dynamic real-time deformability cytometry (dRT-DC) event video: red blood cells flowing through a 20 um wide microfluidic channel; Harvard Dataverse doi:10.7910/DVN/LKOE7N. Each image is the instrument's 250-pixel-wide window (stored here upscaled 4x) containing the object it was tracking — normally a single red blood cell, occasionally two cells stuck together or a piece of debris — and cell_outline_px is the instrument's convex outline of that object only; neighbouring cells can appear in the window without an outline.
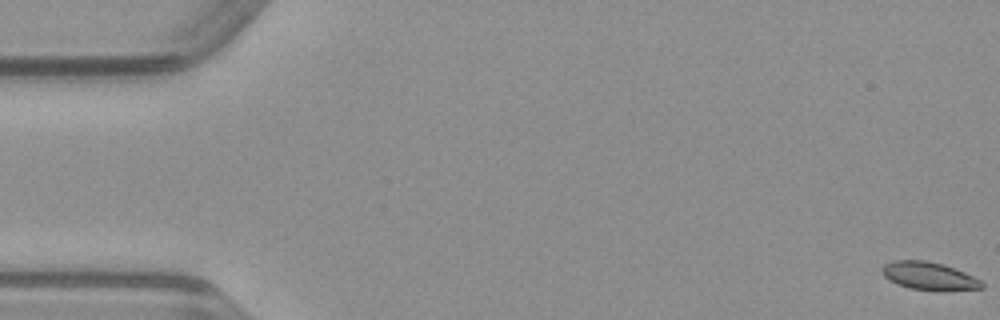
{"species": "common noctule bat (a hibernating species)", "species_latin": "Nyctalus noctula", "temperature_condition": "warm", "stored_images_in_passage": 52, "camera_frame_rate_fps": 3000, "um_per_image_px": 0.085, "animal": {"sex": "male", "body_mass_g": 23.1, "forearm_length_mm": 52.7}, "frame": {"image": 1, "passage_image": 1, "time_ms": 0.0, "image_size_px": [1000, 320], "cell_outline_px": [[984, 288], [940, 292], [908, 288], [884, 276], [880, 272], [880, 268], [884, 264], [892, 260], [924, 260], [940, 264], [964, 272], [980, 280], [984, 284]], "centroid_in_image_um": [78.96, 23.48], "position_along_channel_um": 6.0, "area_um2": 16.3}}
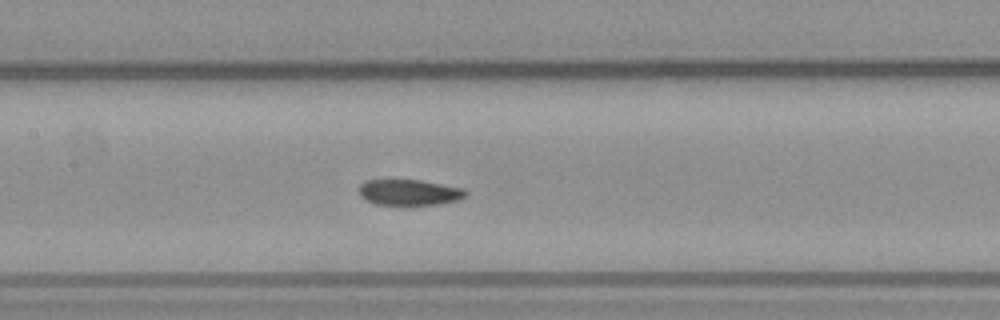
{"frame": {"image": 2, "passage_image": 24, "time_ms": 7.667, "image_size_px": [1000, 320], "cell_outline_px": [[468, 192], [460, 200], [436, 204], [408, 208], [376, 204], [360, 196], [360, 184], [364, 180], [420, 180], [464, 188]], "centroid_in_image_um": [34.8, 16.39], "position_along_channel_um": 172.6, "area_um2": 16.7}}
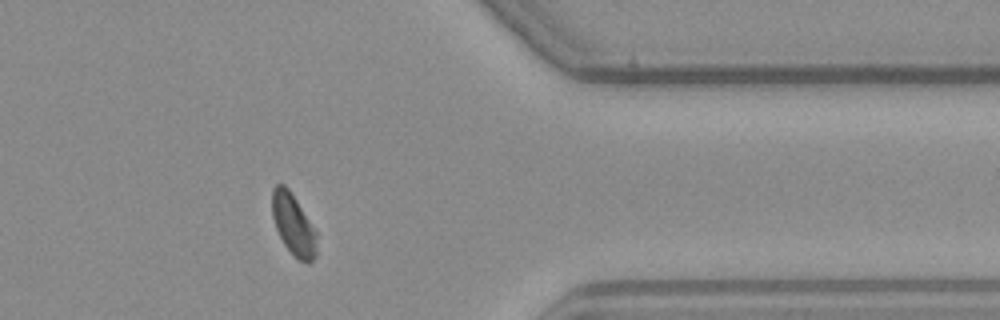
{"frame": {"image": 3, "passage_image": 41, "time_ms": 13.333, "image_size_px": [1000, 320], "cell_outline_px": [[316, 256], [308, 264], [300, 260], [284, 244], [276, 228], [272, 216], [272, 188], [276, 184], [284, 184], [288, 188], [316, 228]], "centroid_in_image_um": [24.94, 19.06], "position_along_channel_um": 386.5, "area_um2": 15.9}}